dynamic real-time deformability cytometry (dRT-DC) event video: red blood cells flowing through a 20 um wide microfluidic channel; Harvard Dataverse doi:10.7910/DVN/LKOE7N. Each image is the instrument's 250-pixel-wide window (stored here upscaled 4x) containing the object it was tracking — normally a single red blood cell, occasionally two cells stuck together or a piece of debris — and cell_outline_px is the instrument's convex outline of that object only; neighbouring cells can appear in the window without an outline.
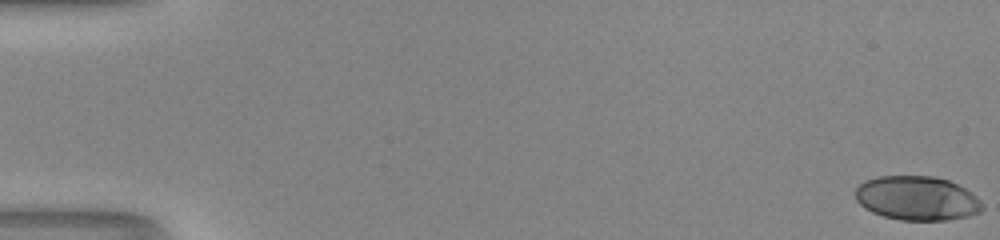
{"species": "human", "species_latin": "Homo sapiens", "temperature_condition": "room temperature", "stored_images_in_passage": 17, "camera_frame_rate_fps": 3000, "um_per_image_px": 0.085, "donor": {"sex": "male"}, "frame": {"image": 1, "passage_image": 1, "time_ms": 0.0, "image_size_px": [1000, 240], "cell_outline_px": [[984, 208], [980, 212], [968, 216], [948, 220], [900, 220], [884, 216], [872, 212], [864, 208], [856, 200], [856, 188], [864, 180], [876, 176], [932, 176], [948, 180], [964, 188], [976, 196], [984, 204]], "centroid_in_image_um": [77.94, 16.85], "position_along_channel_um": 7.1, "area_um2": 32.77}}